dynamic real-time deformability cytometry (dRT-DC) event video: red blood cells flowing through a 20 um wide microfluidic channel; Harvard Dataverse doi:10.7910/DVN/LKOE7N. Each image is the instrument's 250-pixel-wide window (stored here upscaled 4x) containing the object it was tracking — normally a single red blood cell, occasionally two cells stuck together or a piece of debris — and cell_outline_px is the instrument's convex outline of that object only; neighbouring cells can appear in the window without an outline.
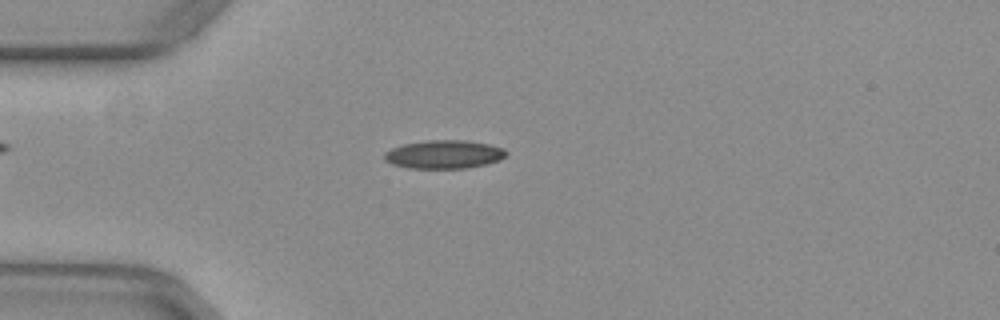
{"species": "common noctule bat (a hibernating species)", "species_latin": "Nyctalus noctula", "temperature_condition": "warm", "stored_images_in_passage": 50, "camera_frame_rate_fps": 3000, "um_per_image_px": 0.085, "animal": {"sex": "female", "body_mass_g": 29.2, "forearm_length_mm": 56.3}, "frame": {"image": 1, "passage_image": 12, "time_ms": 3.667, "image_size_px": [1000, 320], "cell_outline_px": [[508, 152], [500, 160], [468, 168], [408, 168], [392, 164], [384, 160], [384, 152], [392, 148], [404, 144], [428, 140], [464, 140], [488, 144], [504, 148]], "centroid_in_image_um": [37.73, 13.12], "position_along_channel_um": 47.3, "area_um2": 20.11}}
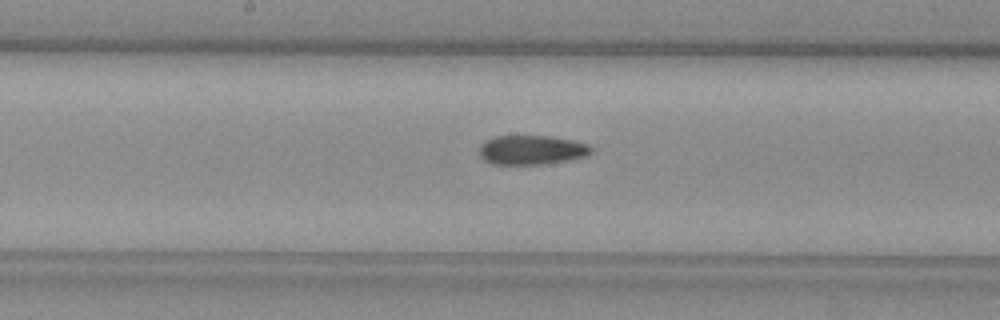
{"frame": {"image": 2, "passage_image": 25, "time_ms": 8.0, "image_size_px": [1000, 320], "cell_outline_px": [[592, 152], [588, 156], [572, 160], [544, 164], [492, 164], [484, 160], [480, 156], [480, 144], [484, 140], [496, 136], [548, 136], [572, 140], [588, 144], [592, 148]], "centroid_in_image_um": [45.2, 12.75], "position_along_channel_um": 203.0, "area_um2": 19.31}}
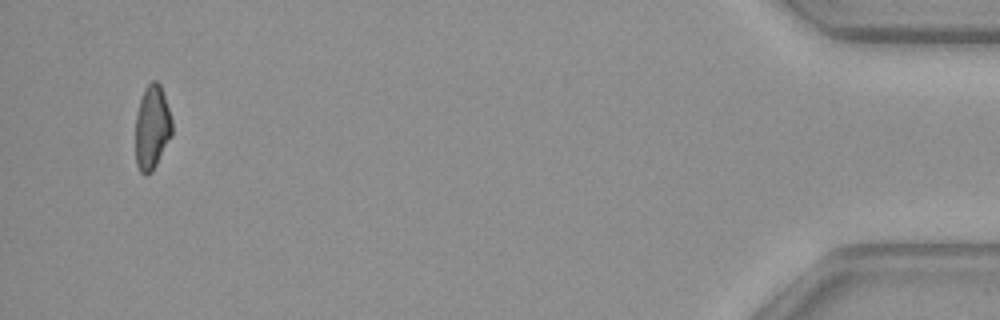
{"frame": {"image": 3, "passage_image": 48, "time_ms": 15.667, "image_size_px": [1000, 320], "cell_outline_px": [[172, 136], [152, 172], [144, 176], [140, 172], [136, 164], [136, 116], [140, 100], [144, 88], [152, 80], [156, 80], [160, 84], [172, 120]], "centroid_in_image_um": [12.92, 10.85], "position_along_channel_um": 422.3, "area_um2": 17.98}, "authors_computed_cell_mechanics": {"area_um2": 19.0162, "velocity_mm_per_s": 3.9741, "shape_relaxation_time_tau1_ms": null, "shape_relaxation_time_tau2_ms": 8.4583, "deformation_change_tau1": null, "deformation_change_tau2": 0.1701}}